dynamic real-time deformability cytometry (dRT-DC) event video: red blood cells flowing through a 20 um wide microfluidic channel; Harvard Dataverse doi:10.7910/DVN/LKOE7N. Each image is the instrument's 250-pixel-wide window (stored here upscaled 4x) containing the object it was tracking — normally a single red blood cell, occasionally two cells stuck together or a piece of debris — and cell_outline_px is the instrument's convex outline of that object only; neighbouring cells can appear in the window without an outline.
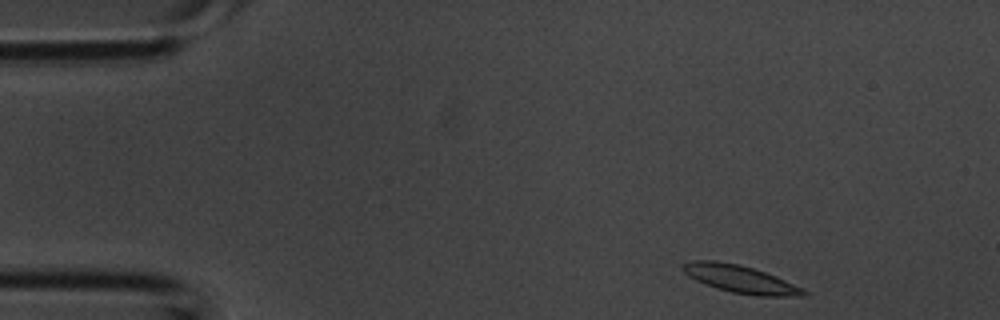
{"species": "common noctule bat (a hibernating species)", "species_latin": "Nyctalus noctula", "temperature_condition": "room temperature", "stored_images_in_passage": 4, "camera_frame_rate_fps": 3000, "um_per_image_px": 0.085, "animal": {"sex": "male", "body_mass_g": 20.1, "forearm_length_mm": 53.5}, "frame": {"image": 1, "passage_image": 1, "time_ms": 0.0, "image_size_px": [1000, 320], "cell_outline_px": [[808, 292], [804, 296], [756, 296], [732, 292], [716, 288], [704, 284], [688, 276], [680, 268], [680, 264], [688, 260], [716, 260], [740, 264], [776, 276], [804, 288]], "centroid_in_image_um": [62.88, 23.71], "position_along_channel_um": 22.1, "area_um2": 19.71}}
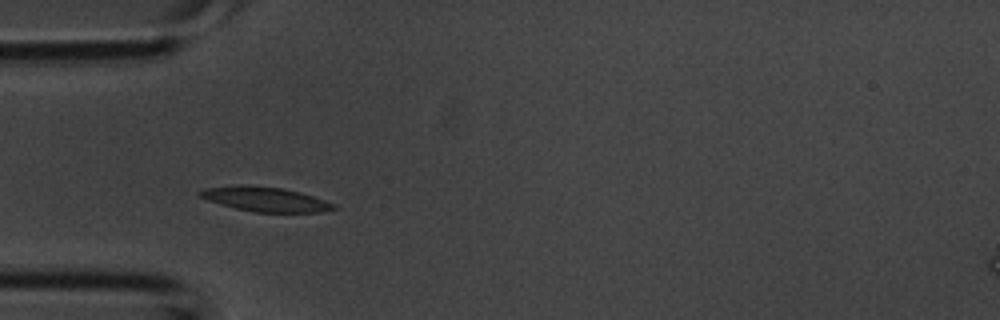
{"frame": {"image": 2, "passage_image": 3, "time_ms": 0.667, "image_size_px": [1000, 320], "cell_outline_px": [[336, 208], [320, 212], [256, 212], [236, 208], [220, 204], [196, 196], [196, 192], [204, 188], [236, 184], [284, 188], [300, 192], [336, 204]], "centroid_in_image_um": [22.48, 16.92], "position_along_channel_um": 62.5, "area_um2": 19.19}}
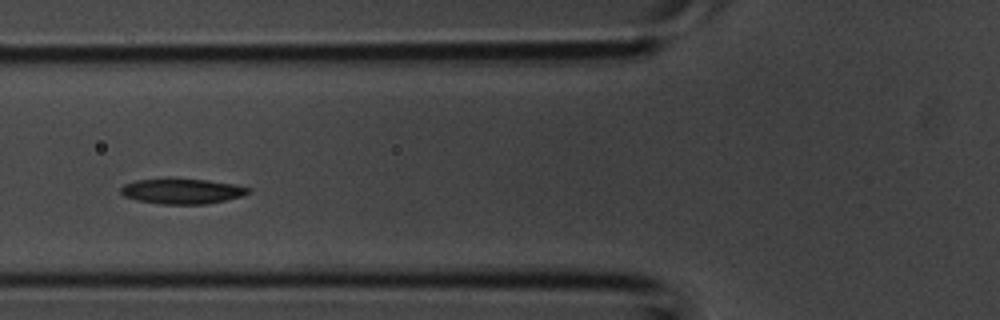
{"frame": {"image": 3, "passage_image": 4, "time_ms": 1.0, "image_size_px": [1000, 320], "cell_outline_px": [[252, 192], [244, 196], [204, 204], [160, 204], [136, 200], [124, 196], [120, 192], [120, 188], [124, 184], [136, 180], [168, 176], [208, 180], [236, 184], [252, 188]], "centroid_in_image_um": [15.48, 16.21], "position_along_channel_um": 110.3, "area_um2": 19.59}}